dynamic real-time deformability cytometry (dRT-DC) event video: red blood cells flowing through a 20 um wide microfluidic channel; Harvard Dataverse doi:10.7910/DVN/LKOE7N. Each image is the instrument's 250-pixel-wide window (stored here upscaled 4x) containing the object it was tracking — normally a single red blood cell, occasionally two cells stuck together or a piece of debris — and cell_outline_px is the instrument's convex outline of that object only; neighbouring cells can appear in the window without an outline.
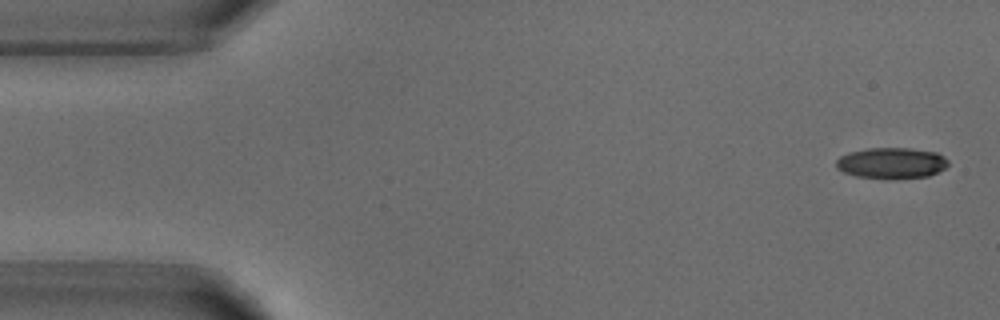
{"species": "common noctule bat (a hibernating species)", "species_latin": "Nyctalus noctula", "temperature_condition": "warm", "stored_images_in_passage": 4, "camera_frame_rate_fps": 3000, "um_per_image_px": 0.085, "animal": {"sex": "male", "body_mass_g": 18.8}, "frame": {"image": 1, "passage_image": 1, "time_ms": 0.0, "image_size_px": [1000, 320], "cell_outline_px": [[948, 164], [944, 168], [928, 176], [896, 180], [884, 180], [856, 176], [844, 172], [836, 168], [836, 160], [840, 156], [848, 152], [868, 148], [908, 148], [936, 152], [944, 156], [948, 160]], "centroid_in_image_um": [75.76, 13.88], "position_along_channel_um": 9.2, "area_um2": 20.63}}
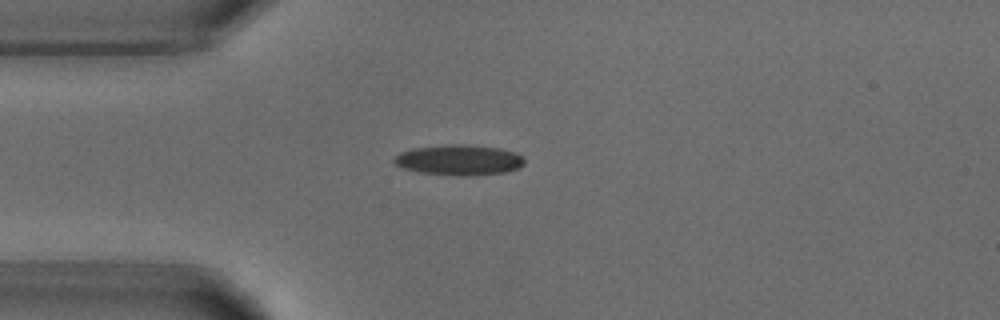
{"frame": {"image": 2, "passage_image": 4, "time_ms": 3.667, "image_size_px": [1000, 320], "cell_outline_px": [[524, 164], [520, 168], [504, 172], [468, 176], [460, 176], [420, 172], [404, 168], [396, 164], [392, 160], [392, 156], [400, 152], [412, 148], [444, 144], [468, 144], [500, 148], [516, 152], [524, 156]], "centroid_in_image_um": [39.02, 13.58], "position_along_channel_um": 46.0, "area_um2": 23.47}}